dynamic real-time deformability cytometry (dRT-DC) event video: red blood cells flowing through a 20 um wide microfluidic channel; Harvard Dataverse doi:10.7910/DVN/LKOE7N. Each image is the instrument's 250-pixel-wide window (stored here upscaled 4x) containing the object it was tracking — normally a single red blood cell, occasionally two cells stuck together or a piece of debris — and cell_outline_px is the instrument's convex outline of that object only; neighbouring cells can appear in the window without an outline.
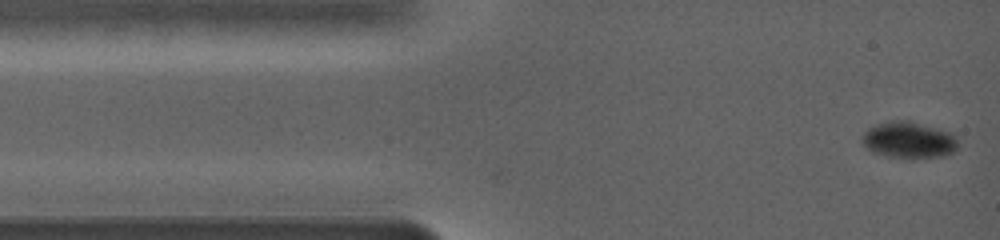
{"species": "common noctule bat (a hibernating species)", "species_latin": "Nyctalus noctula", "temperature_condition": "warm", "stored_images_in_passage": 43, "camera_frame_rate_fps": 5000, "um_per_image_px": 0.085, "animal": {"sex": "female", "body_mass_g": 19.0, "forearm_length_mm": 56.7}, "frame": {"image": 1, "passage_image": 1, "time_ms": 0.0, "image_size_px": [1000, 240], "cell_outline_px": [[960, 148], [944, 156], [888, 156], [876, 152], [868, 148], [864, 144], [864, 132], [868, 128], [876, 124], [888, 120], [912, 120], [952, 132], [956, 136]], "centroid_in_image_um": [77.32, 11.84], "position_along_channel_um": 7.7, "area_um2": 20.11}}
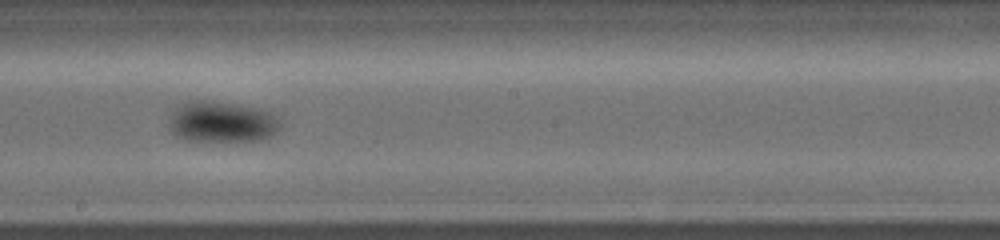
{"frame": {"image": 2, "passage_image": 20, "time_ms": 7.8, "image_size_px": [1000, 240], "cell_outline_px": [[280, 128], [272, 136], [264, 140], [184, 140], [172, 132], [172, 120], [176, 112], [184, 104], [220, 104], [260, 112], [272, 120]], "centroid_in_image_um": [18.82, 10.49], "position_along_channel_um": 229.4, "area_um2": 23.24}}
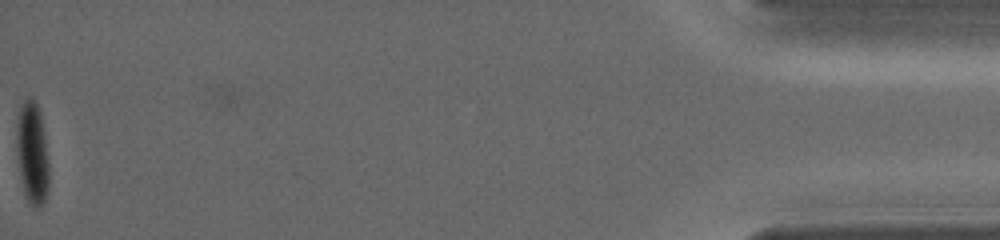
{"frame": {"image": 3, "passage_image": 43, "time_ms": 17.4, "image_size_px": [1000, 240], "cell_outline_px": [[48, 188], [44, 200], [36, 208], [28, 200], [24, 192], [20, 172], [16, 148], [16, 120], [24, 96], [32, 96], [40, 112], [44, 132], [48, 164]], "centroid_in_image_um": [2.72, 12.9], "position_along_channel_um": 432.5, "area_um2": 19.13}, "authors_computed_cell_mechanics": {"area_um2": 21.3282, "velocity_mm_per_s": 3.7031, "shape_relaxation_time_tau1_ms": 1.0728, "shape_relaxation_time_tau2_ms": null, "deformation_change_tau1": 0.0587, "deformation_change_tau2": null}}